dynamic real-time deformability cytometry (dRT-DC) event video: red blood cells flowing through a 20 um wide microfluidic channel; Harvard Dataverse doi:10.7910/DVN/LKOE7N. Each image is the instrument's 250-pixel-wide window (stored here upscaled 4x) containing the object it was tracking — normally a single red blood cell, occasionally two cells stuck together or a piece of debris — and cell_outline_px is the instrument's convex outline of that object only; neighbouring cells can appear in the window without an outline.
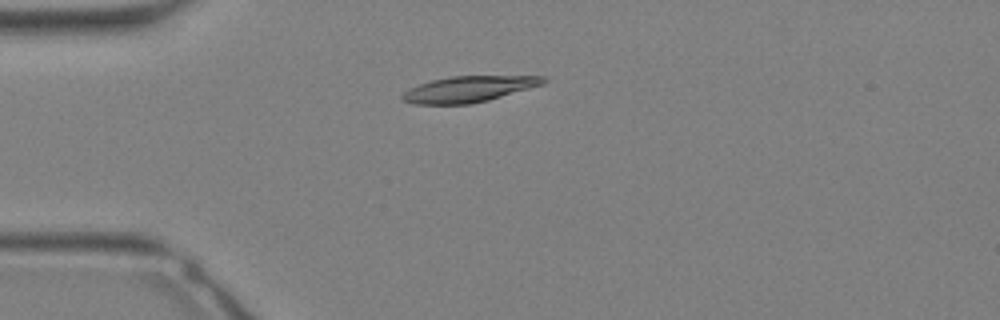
{"species": "Egyptian fruit bat (a non-hibernating species)", "species_latin": "Rousettus aegyptiacus", "temperature_condition": "warm", "stored_images_in_passage": 25, "camera_frame_rate_fps": 3000, "um_per_image_px": 0.085, "animal": {"sex": "female"}, "frame": {"image": 1, "passage_image": 1, "time_ms": 0.0, "image_size_px": [1000, 320], "cell_outline_px": [[548, 80], [544, 84], [488, 100], [472, 104], [412, 104], [404, 100], [400, 96], [408, 88], [432, 80], [452, 76], [544, 76]], "centroid_in_image_um": [39.84, 7.57], "position_along_channel_um": 45.2, "area_um2": 21.27}}
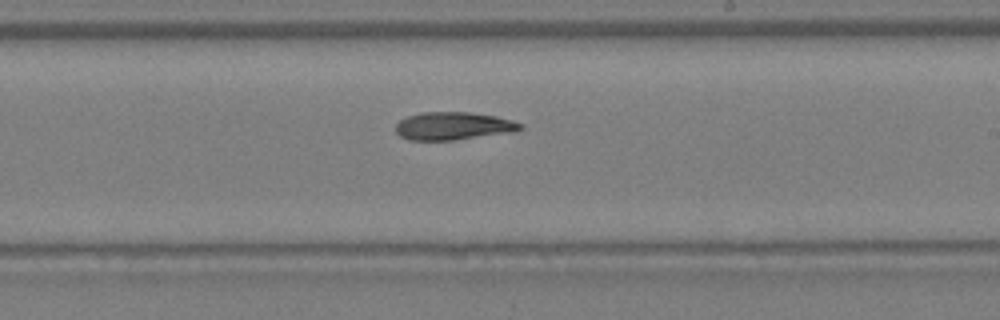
{"frame": {"image": 2, "passage_image": 12, "time_ms": 3.667, "image_size_px": [1000, 320], "cell_outline_px": [[524, 128], [516, 132], [456, 140], [408, 140], [400, 136], [396, 132], [396, 124], [400, 120], [408, 116], [420, 112], [468, 112], [496, 116], [512, 120], [524, 124]], "centroid_in_image_um": [38.58, 10.71], "position_along_channel_um": 250.4, "area_um2": 20.52}}
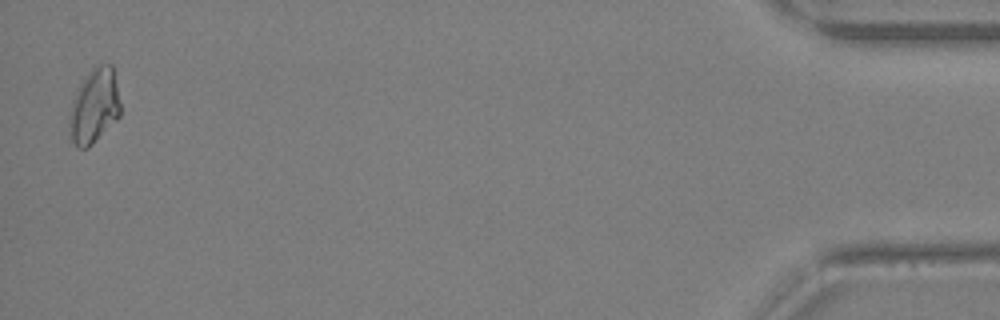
{"frame": {"image": 3, "passage_image": 25, "time_ms": 8.0, "image_size_px": [1000, 320], "cell_outline_px": [[120, 116], [88, 148], [76, 148], [68, 136], [68, 116], [72, 100], [84, 76], [92, 68], [100, 64], [112, 64], [120, 104]], "centroid_in_image_um": [7.97, 9.05], "position_along_channel_um": 427.2, "area_um2": 22.43}}